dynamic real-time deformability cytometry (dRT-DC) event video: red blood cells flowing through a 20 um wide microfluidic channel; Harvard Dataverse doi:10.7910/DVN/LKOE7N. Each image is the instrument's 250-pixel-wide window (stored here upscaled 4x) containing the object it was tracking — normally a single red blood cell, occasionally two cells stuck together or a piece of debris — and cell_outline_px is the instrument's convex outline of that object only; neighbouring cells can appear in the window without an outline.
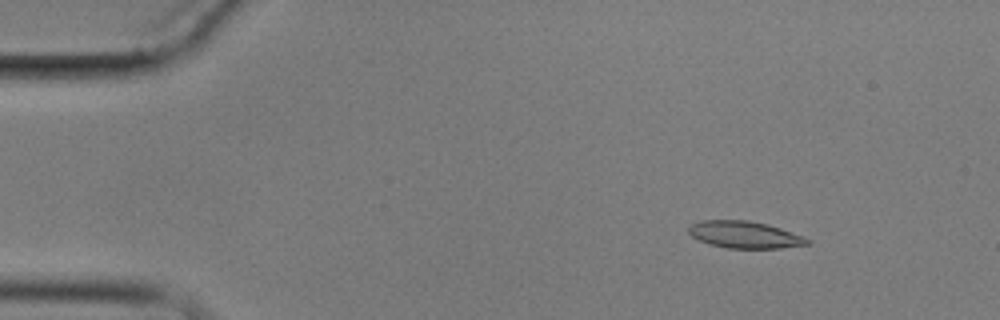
{"species": "common noctule bat (a hibernating species)", "species_latin": "Nyctalus noctula", "temperature_condition": "cold", "stored_images_in_passage": 9, "camera_frame_rate_fps": 3000, "um_per_image_px": 0.085, "animal": {"sex": "male", "body_mass_g": 17.9}, "frame": {"image": 1, "passage_image": 1, "time_ms": 0.0, "image_size_px": [1000, 320], "cell_outline_px": [[812, 244], [780, 248], [728, 248], [708, 244], [692, 236], [688, 232], [688, 228], [692, 224], [700, 220], [748, 220], [768, 224], [804, 236], [812, 240]], "centroid_in_image_um": [63.34, 19.95], "position_along_channel_um": 21.7, "area_um2": 18.79}}
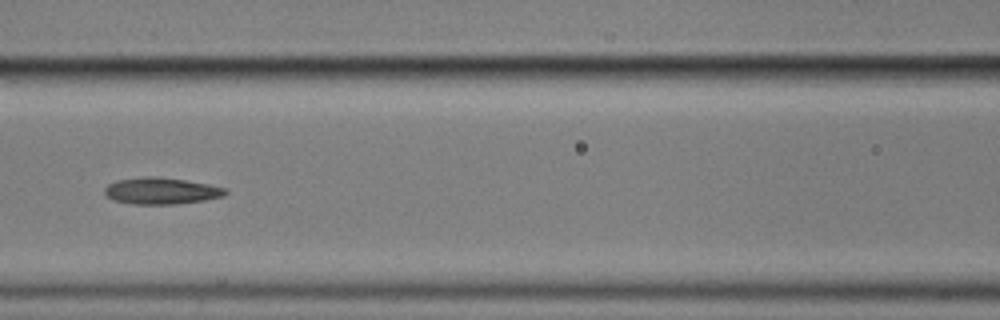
{"frame": {"image": 2, "passage_image": 6, "time_ms": 6.0, "image_size_px": [1000, 320], "cell_outline_px": [[228, 192], [224, 196], [204, 200], [176, 204], [132, 204], [112, 200], [104, 192], [104, 188], [108, 184], [116, 180], [144, 176], [160, 176], [208, 184], [224, 188]], "centroid_in_image_um": [13.67, 16.22], "position_along_channel_um": 152.9, "area_um2": 18.79}}
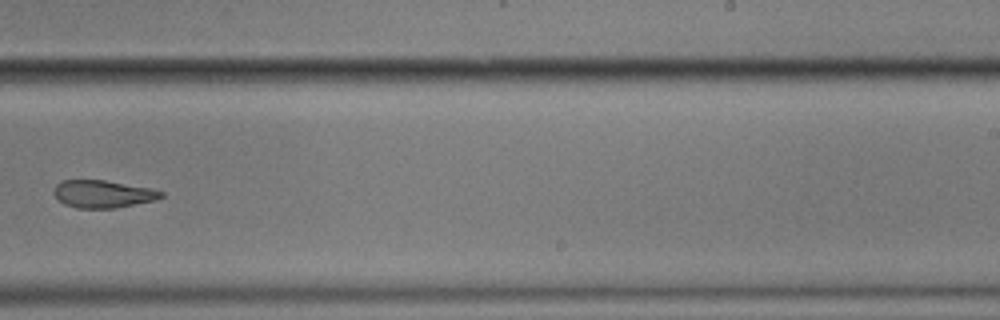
{"frame": {"image": 3, "passage_image": 9, "time_ms": 9.667, "image_size_px": [1000, 320], "cell_outline_px": [[164, 196], [156, 200], [116, 208], [76, 208], [64, 204], [52, 192], [52, 188], [60, 180], [104, 180], [152, 188], [164, 192]], "centroid_in_image_um": [8.74, 16.48], "position_along_channel_um": 280.3, "area_um2": 17.4}}